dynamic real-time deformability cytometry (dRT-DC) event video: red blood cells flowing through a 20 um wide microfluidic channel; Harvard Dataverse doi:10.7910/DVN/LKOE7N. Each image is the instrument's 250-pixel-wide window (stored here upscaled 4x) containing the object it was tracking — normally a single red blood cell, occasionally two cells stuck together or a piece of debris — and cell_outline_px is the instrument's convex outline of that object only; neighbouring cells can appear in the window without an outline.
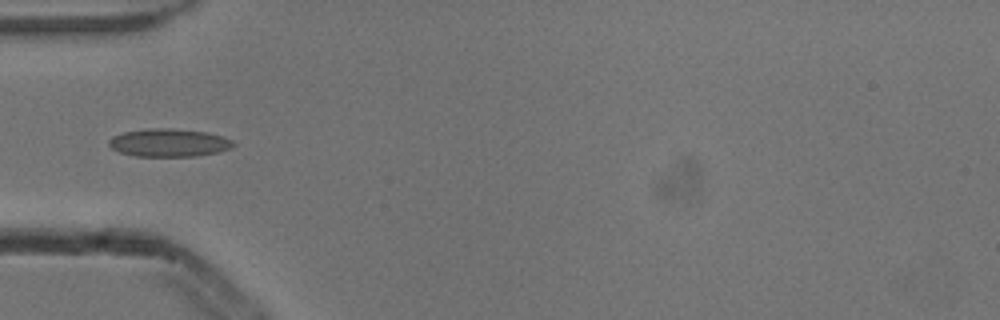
{"species": "common noctule bat (a hibernating species)", "species_latin": "Nyctalus noctula", "temperature_condition": "cold", "stored_images_in_passage": 1, "camera_frame_rate_fps": 3000, "um_per_image_px": 0.085, "animal": {"sex": "male", "body_mass_g": 13.3}, "frame": {"image": 1, "passage_image": 1, "time_ms": 0.0, "image_size_px": [1000, 320], "cell_outline_px": [[236, 144], [232, 148], [216, 152], [196, 156], [136, 156], [120, 152], [112, 148], [108, 144], [108, 140], [112, 136], [124, 132], [148, 128], [168, 128], [208, 132], [224, 136], [232, 140]], "centroid_in_image_um": [14.37, 12.12], "position_along_channel_um": 70.6, "area_um2": 20.35}}